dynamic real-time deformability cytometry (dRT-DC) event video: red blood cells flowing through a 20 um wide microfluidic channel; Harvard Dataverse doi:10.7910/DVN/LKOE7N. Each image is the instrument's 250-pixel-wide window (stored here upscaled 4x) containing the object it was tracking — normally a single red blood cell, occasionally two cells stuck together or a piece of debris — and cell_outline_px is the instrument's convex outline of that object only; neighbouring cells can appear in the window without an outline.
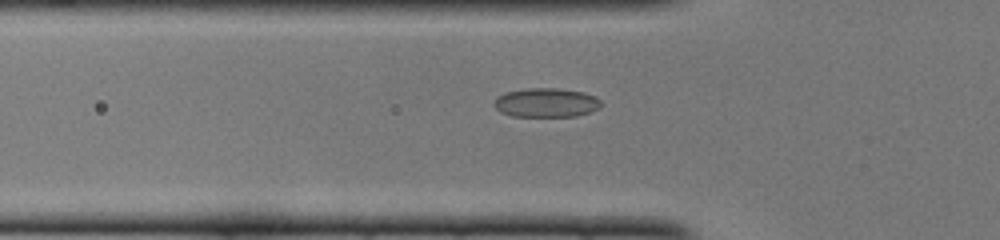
{"species": "common noctule bat (a hibernating species)", "species_latin": "Nyctalus noctula", "temperature_condition": "cold", "stored_images_in_passage": 49, "camera_frame_rate_fps": 3000, "um_per_image_px": 0.085, "animal": {"sex": "female", "body_mass_g": 22.0, "forearm_length_mm": 56.7}, "frame": {"image": 1, "passage_image": 16, "time_ms": 5.0, "image_size_px": [1000, 240], "cell_outline_px": [[604, 104], [600, 108], [592, 112], [576, 116], [512, 116], [500, 112], [492, 104], [496, 96], [504, 92], [528, 88], [556, 88], [584, 92], [596, 96]], "centroid_in_image_um": [46.44, 8.72], "position_along_channel_um": 79.4, "area_um2": 18.5}}
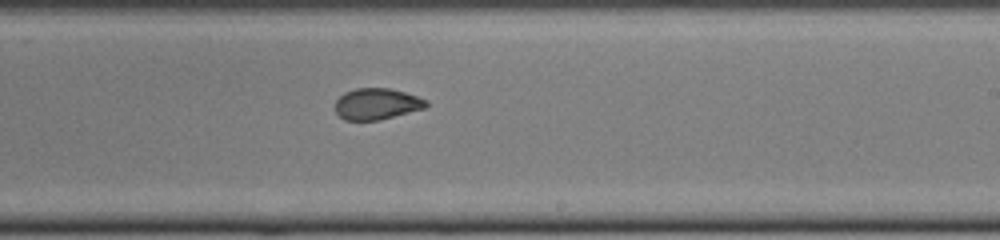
{"frame": {"image": 2, "passage_image": 29, "time_ms": 9.333, "image_size_px": [1000, 240], "cell_outline_px": [[428, 104], [424, 108], [380, 120], [344, 120], [336, 112], [336, 100], [344, 92], [356, 88], [388, 88], [404, 92], [428, 100]], "centroid_in_image_um": [32.02, 8.83], "position_along_channel_um": 257.0, "area_um2": 16.47}}
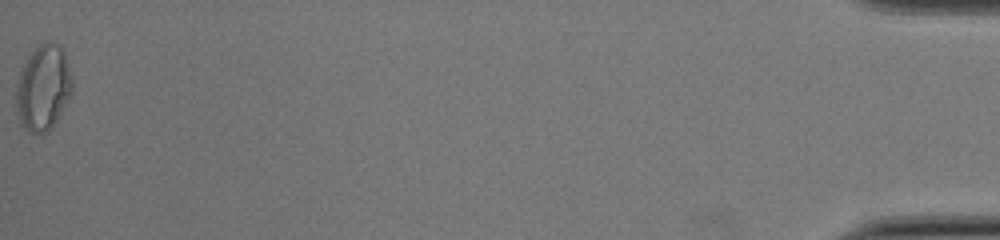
{"frame": {"image": 3, "passage_image": 49, "time_ms": 16.0, "image_size_px": [1000, 240], "cell_outline_px": [[72, 92], [56, 120], [40, 136], [28, 132], [20, 120], [16, 112], [16, 80], [28, 56], [44, 40], [48, 40], [60, 44], [64, 52], [72, 76]], "centroid_in_image_um": [3.66, 7.43], "position_along_channel_um": 431.5, "area_um2": 27.98}, "authors_computed_cell_mechanics": {"area_um2": 17.918, "velocity_mm_per_s": 4.1017, "shape_relaxation_time_tau1_ms": 5.9154, "shape_relaxation_time_tau2_ms": 1.3904, "deformation_change_tau1": 0.1465, "deformation_change_tau2": 0.0548}}